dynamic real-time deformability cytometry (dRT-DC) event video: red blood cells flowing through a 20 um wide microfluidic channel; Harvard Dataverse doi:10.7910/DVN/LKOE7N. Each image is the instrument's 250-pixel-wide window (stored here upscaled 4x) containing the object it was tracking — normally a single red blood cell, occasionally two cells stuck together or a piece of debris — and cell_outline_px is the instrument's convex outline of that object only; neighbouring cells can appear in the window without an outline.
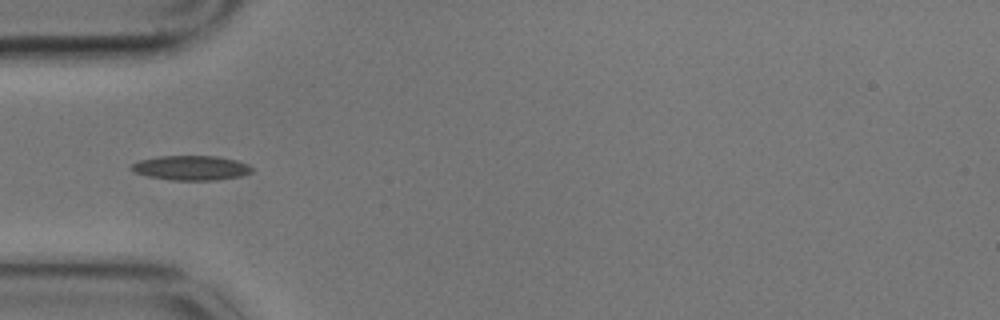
{"species": "common noctule bat (a hibernating species)", "species_latin": "Nyctalus noctula", "temperature_condition": "cold", "stored_images_in_passage": 10, "segment_of_instrument_passage": [2, 2], "camera_frame_rate_fps": 3000, "um_per_image_px": 0.085, "animal": {"sex": "male", "body_mass_g": 17.9}, "frame": {"image": 1, "passage_image": 5, "time_ms": 1.333, "image_size_px": [1000, 320], "cell_outline_px": [[252, 172], [240, 176], [212, 180], [172, 180], [148, 176], [136, 172], [132, 168], [132, 164], [140, 160], [160, 156], [216, 156], [236, 160], [248, 164], [252, 168]], "centroid_in_image_um": [16.27, 14.26], "position_along_channel_um": 68.7, "area_um2": 16.99}}
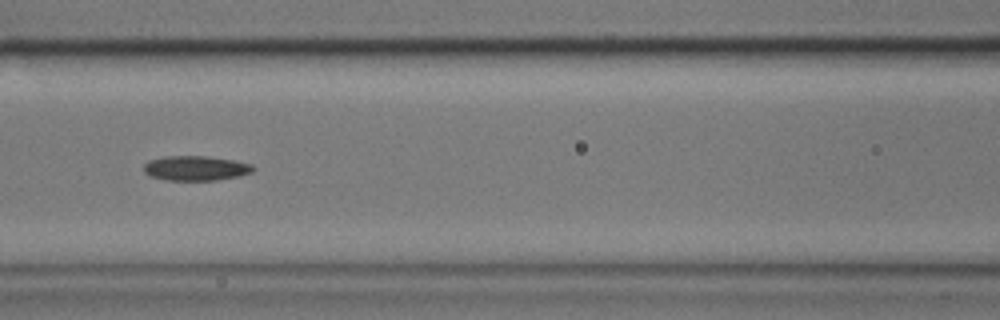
{"frame": {"image": 2, "passage_image": 7, "time_ms": 2.0, "image_size_px": [1000, 320], "cell_outline_px": [[256, 168], [252, 172], [240, 176], [216, 180], [164, 180], [148, 176], [144, 172], [144, 164], [148, 160], [164, 156], [204, 156], [232, 160], [252, 164]], "centroid_in_image_um": [16.61, 14.3], "position_along_channel_um": 150.0, "area_um2": 15.9}}
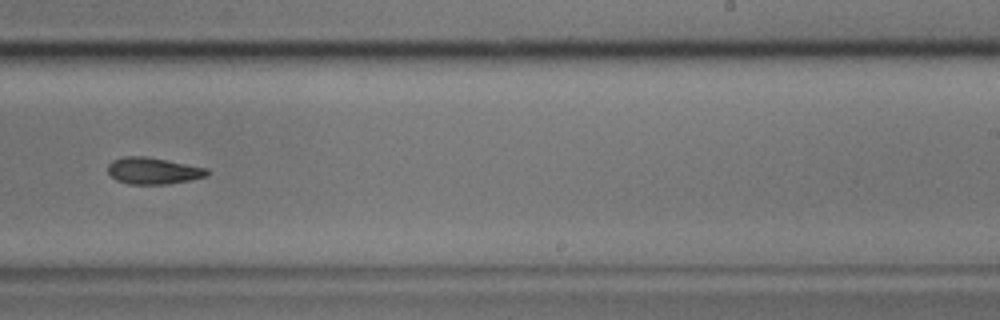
{"frame": {"image": 3, "passage_image": 10, "time_ms": 3.0, "image_size_px": [1000, 320], "cell_outline_px": [[208, 176], [168, 184], [128, 184], [116, 180], [108, 172], [108, 164], [112, 160], [124, 156], [144, 156], [208, 168]], "centroid_in_image_um": [13.0, 14.52], "position_along_channel_um": 276.0, "area_um2": 15.32}}